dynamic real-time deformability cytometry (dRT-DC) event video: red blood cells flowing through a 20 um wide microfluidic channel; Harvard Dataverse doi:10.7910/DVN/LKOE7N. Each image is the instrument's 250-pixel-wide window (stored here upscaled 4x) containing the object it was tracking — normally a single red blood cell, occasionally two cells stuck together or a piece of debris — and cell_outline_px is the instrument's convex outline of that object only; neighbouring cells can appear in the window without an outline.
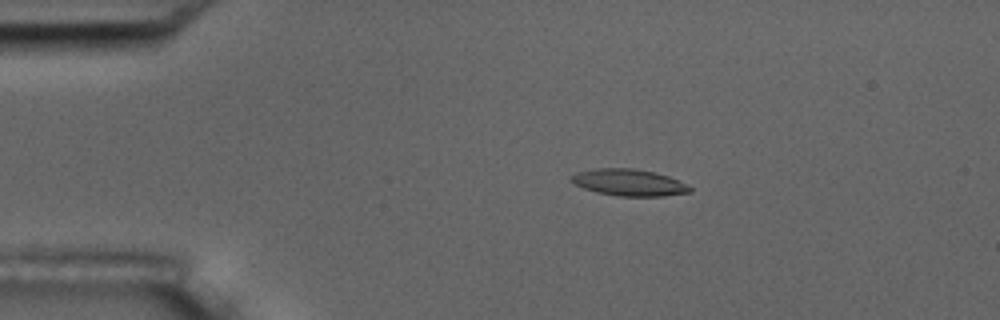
{"species": "common noctule bat (a hibernating species)", "species_latin": "Nyctalus noctula", "temperature_condition": "room temperature", "stored_images_in_passage": 7, "camera_frame_rate_fps": 3000, "um_per_image_px": 0.085, "animal": {"sex": "male", "body_mass_g": 17.5, "forearm_length_mm": 52.3}, "frame": {"image": 1, "passage_image": 2, "time_ms": 1.333, "image_size_px": [1000, 320], "cell_outline_px": [[692, 192], [664, 196], [616, 196], [596, 192], [572, 184], [568, 180], [576, 172], [596, 168], [632, 168], [652, 172], [668, 176], [692, 188]], "centroid_in_image_um": [53.4, 15.52], "position_along_channel_um": 31.6, "area_um2": 18.44}}
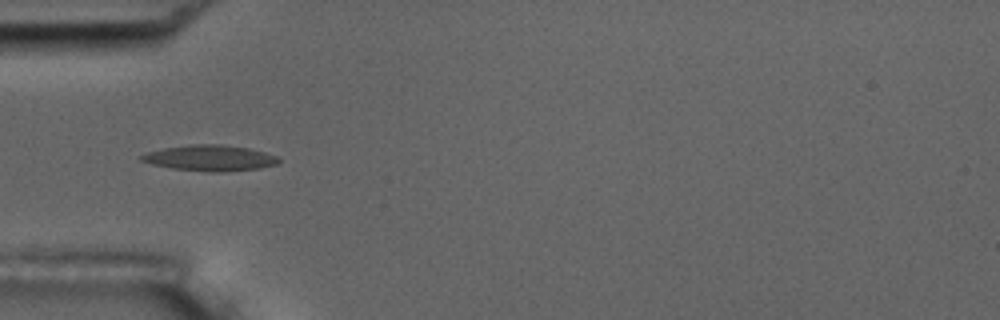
{"frame": {"image": 2, "passage_image": 4, "time_ms": 3.667, "image_size_px": [1000, 320], "cell_outline_px": [[280, 160], [276, 164], [260, 168], [220, 172], [212, 172], [172, 168], [152, 164], [140, 160], [140, 156], [148, 152], [164, 148], [192, 144], [224, 144], [248, 148], [264, 152], [276, 156]], "centroid_in_image_um": [17.85, 13.42], "position_along_channel_um": 67.2, "area_um2": 20.46}}
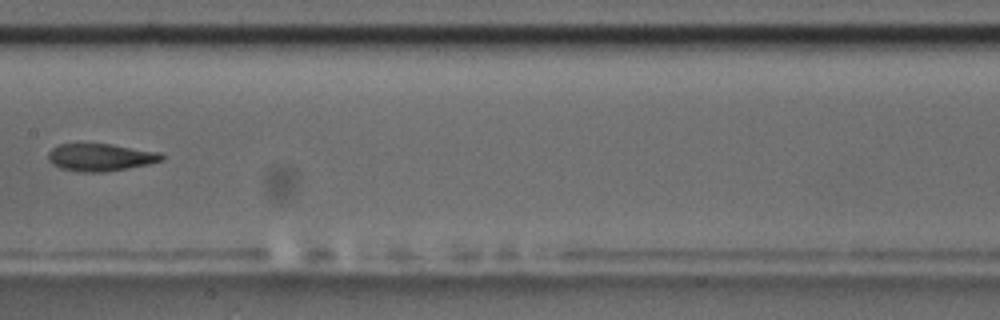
{"frame": {"image": 3, "passage_image": 7, "time_ms": 7.333, "image_size_px": [1000, 320], "cell_outline_px": [[164, 160], [148, 164], [128, 168], [104, 172], [80, 172], [60, 168], [52, 164], [48, 160], [48, 152], [52, 148], [60, 144], [112, 144], [160, 152], [164, 156]], "centroid_in_image_um": [8.54, 13.37], "position_along_channel_um": 198.9, "area_um2": 18.21}}